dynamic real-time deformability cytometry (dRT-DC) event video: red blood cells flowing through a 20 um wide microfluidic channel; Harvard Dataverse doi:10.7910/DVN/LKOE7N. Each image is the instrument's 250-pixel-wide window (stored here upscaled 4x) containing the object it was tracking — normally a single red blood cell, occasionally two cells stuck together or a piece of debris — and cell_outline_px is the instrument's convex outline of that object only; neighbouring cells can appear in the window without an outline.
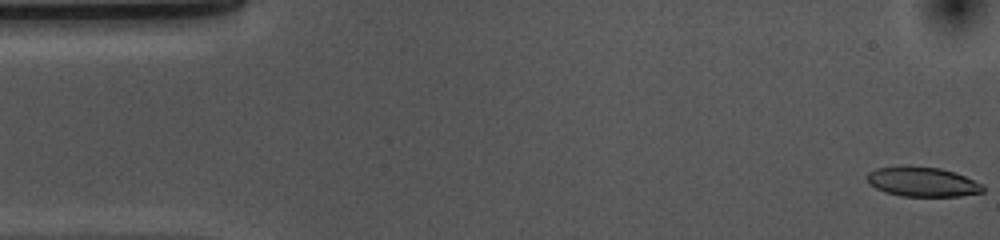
{"species": "common noctule bat (a hibernating species)", "species_latin": "Nyctalus noctula", "temperature_condition": "cold", "stored_images_in_passage": 53, "camera_frame_rate_fps": 3000, "um_per_image_px": 0.085, "animal": {"sex": "female", "body_mass_g": 10.0, "forearm_length_mm": 53.1}, "frame": {"image": 1, "passage_image": 1, "time_ms": 0.0, "image_size_px": [1000, 240], "cell_outline_px": [[984, 192], [960, 196], [900, 196], [884, 192], [868, 184], [864, 176], [868, 172], [876, 168], [908, 164], [912, 164], [940, 168], [956, 172], [984, 184]], "centroid_in_image_um": [78.37, 15.43], "position_along_channel_um": 6.6, "area_um2": 20.75}}
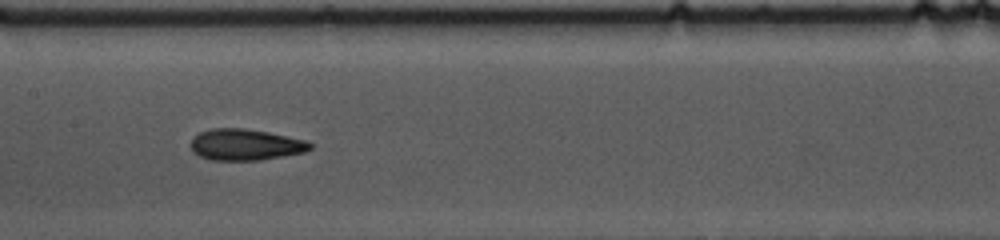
{"frame": {"image": 2, "passage_image": 25, "time_ms": 8.0, "image_size_px": [1000, 240], "cell_outline_px": [[312, 148], [304, 152], [260, 160], [212, 160], [200, 156], [192, 152], [192, 136], [200, 132], [212, 128], [244, 128], [268, 132], [308, 140], [312, 144]], "centroid_in_image_um": [20.87, 12.29], "position_along_channel_um": 186.5, "area_um2": 21.79}}
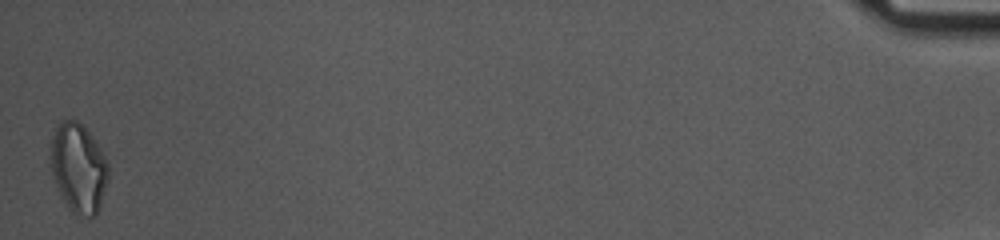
{"frame": {"image": 3, "passage_image": 53, "time_ms": 17.333, "image_size_px": [1000, 240], "cell_outline_px": [[108, 180], [100, 204], [96, 212], [92, 216], [76, 216], [68, 208], [52, 176], [52, 136], [56, 128], [64, 120], [76, 120], [96, 140], [108, 164]], "centroid_in_image_um": [6.69, 14.29], "position_along_channel_um": 428.5, "area_um2": 29.36}, "authors_computed_cell_mechanics": {"area_um2": 21.4438, "velocity_mm_per_s": 3.6709, "shape_relaxation_time_tau1_ms": 3.9381, "shape_relaxation_time_tau2_ms": 2.6863, "deformation_change_tau1": 0.1552, "deformation_change_tau2": 0.114}}